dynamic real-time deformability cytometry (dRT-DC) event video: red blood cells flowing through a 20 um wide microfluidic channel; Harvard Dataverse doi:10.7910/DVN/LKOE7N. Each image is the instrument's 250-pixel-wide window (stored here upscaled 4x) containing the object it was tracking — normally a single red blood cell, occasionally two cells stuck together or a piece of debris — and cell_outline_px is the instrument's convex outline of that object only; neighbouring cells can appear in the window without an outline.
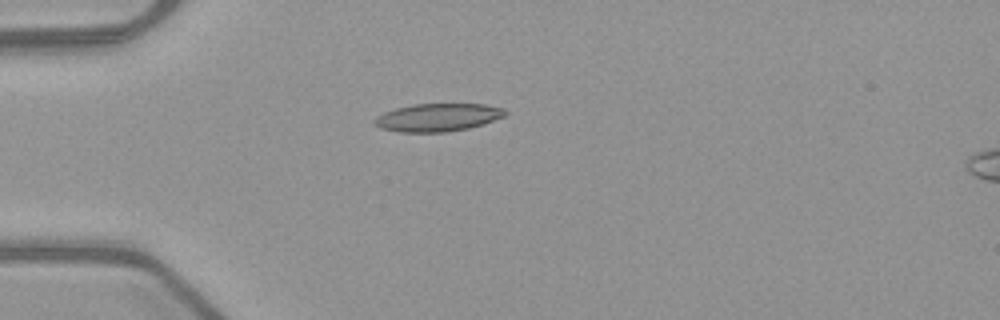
{"species": "common noctule bat (a hibernating species)", "species_latin": "Nyctalus noctula", "temperature_condition": "warm", "stored_images_in_passage": 38, "camera_frame_rate_fps": 3000, "um_per_image_px": 0.085, "animal": {"sex": "female", "body_mass_g": 21.9}, "frame": {"image": 1, "passage_image": 1, "time_ms": 0.0, "image_size_px": [1000, 320], "cell_outline_px": [[508, 112], [504, 116], [484, 124], [468, 128], [448, 132], [400, 132], [380, 128], [372, 120], [376, 116], [384, 112], [396, 108], [412, 104], [484, 104], [504, 108]], "centroid_in_image_um": [37.21, 9.98], "position_along_channel_um": 47.8, "area_um2": 21.33}}
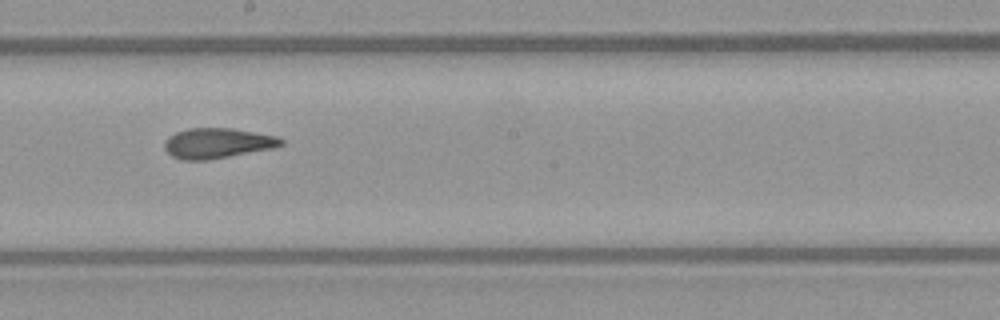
{"frame": {"image": 2, "passage_image": 16, "time_ms": 5.0, "image_size_px": [1000, 320], "cell_outline_px": [[284, 144], [272, 148], [228, 156], [204, 160], [180, 160], [172, 156], [164, 148], [164, 140], [168, 136], [176, 132], [188, 128], [232, 128], [280, 136], [284, 140]], "centroid_in_image_um": [18.47, 12.15], "position_along_channel_um": 229.7, "area_um2": 20.58}}
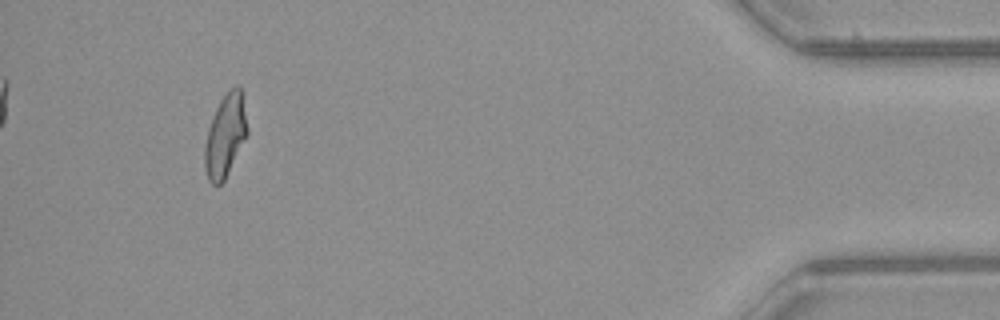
{"frame": {"image": 3, "passage_image": 35, "time_ms": 11.333, "image_size_px": [1000, 320], "cell_outline_px": [[248, 136], [224, 180], [220, 184], [212, 184], [208, 180], [204, 164], [204, 148], [208, 128], [216, 108], [220, 100], [236, 84], [240, 84], [244, 92], [248, 128]], "centroid_in_image_um": [19.19, 11.48], "position_along_channel_um": 416.0, "area_um2": 20.92}, "authors_computed_cell_mechanics": {"area_um2": 20.7502, "velocity_mm_per_s": 4.0034, "shape_relaxation_time_tau1_ms": null, "shape_relaxation_time_tau2_ms": 1.8246, "deformation_change_tau1": null, "deformation_change_tau2": 0.0899}}